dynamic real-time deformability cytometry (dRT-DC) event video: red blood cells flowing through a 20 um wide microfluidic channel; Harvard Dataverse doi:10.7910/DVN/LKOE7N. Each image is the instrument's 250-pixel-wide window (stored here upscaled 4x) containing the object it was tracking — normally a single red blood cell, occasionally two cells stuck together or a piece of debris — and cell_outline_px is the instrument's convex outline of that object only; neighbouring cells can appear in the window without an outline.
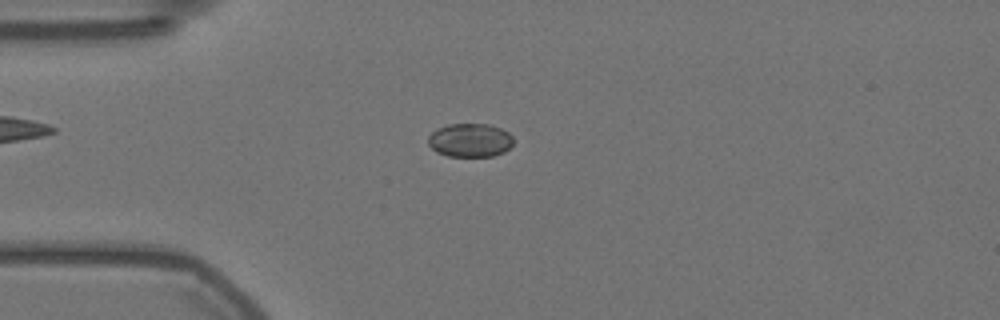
{"species": "Egyptian fruit bat (a non-hibernating species)", "species_latin": "Rousettus aegyptiacus", "temperature_condition": "warm", "stored_images_in_passage": 53, "camera_frame_rate_fps": 3000, "um_per_image_px": 0.085, "animal": {"sex": "female"}, "frame": {"image": 1, "passage_image": 14, "time_ms": 4.333, "image_size_px": [1000, 320], "cell_outline_px": [[512, 144], [504, 152], [492, 156], [448, 156], [436, 152], [428, 144], [428, 136], [436, 128], [448, 124], [488, 124], [500, 128], [508, 132], [512, 136]], "centroid_in_image_um": [39.92, 11.91], "position_along_channel_um": 45.1, "area_um2": 16.7}}
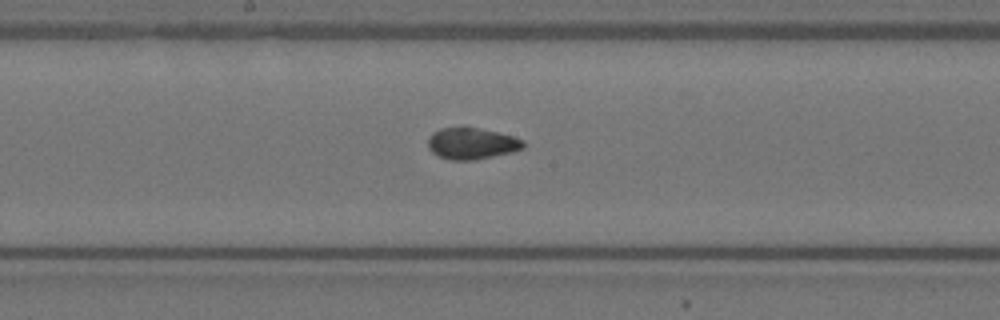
{"frame": {"image": 2, "passage_image": 29, "time_ms": 9.333, "image_size_px": [1000, 320], "cell_outline_px": [[524, 148], [512, 152], [472, 160], [452, 160], [440, 156], [432, 152], [428, 148], [428, 136], [432, 132], [440, 128], [476, 128], [496, 132], [512, 136], [524, 140]], "centroid_in_image_um": [40.08, 12.2], "position_along_channel_um": 208.1, "area_um2": 17.22}}
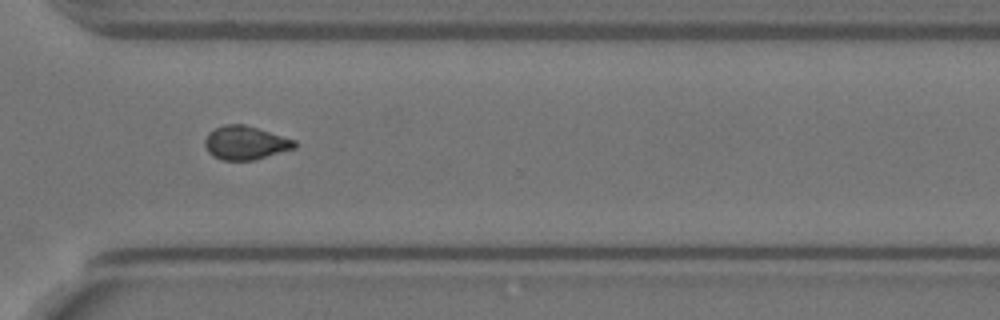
{"frame": {"image": 3, "passage_image": 41, "time_ms": 13.333, "image_size_px": [1000, 320], "cell_outline_px": [[296, 148], [252, 160], [220, 160], [212, 156], [208, 152], [204, 144], [204, 140], [208, 132], [224, 124], [244, 124], [296, 140]], "centroid_in_image_um": [20.83, 12.14], "position_along_channel_um": 349.8, "area_um2": 17.57}, "authors_computed_cell_mechanics": {"area_um2": 17.629, "velocity_mm_per_s": 3.5616, "shape_relaxation_time_tau1_ms": null, "shape_relaxation_time_tau2_ms": 1.587, "deformation_change_tau1": null, "deformation_change_tau2": 0.0637}}